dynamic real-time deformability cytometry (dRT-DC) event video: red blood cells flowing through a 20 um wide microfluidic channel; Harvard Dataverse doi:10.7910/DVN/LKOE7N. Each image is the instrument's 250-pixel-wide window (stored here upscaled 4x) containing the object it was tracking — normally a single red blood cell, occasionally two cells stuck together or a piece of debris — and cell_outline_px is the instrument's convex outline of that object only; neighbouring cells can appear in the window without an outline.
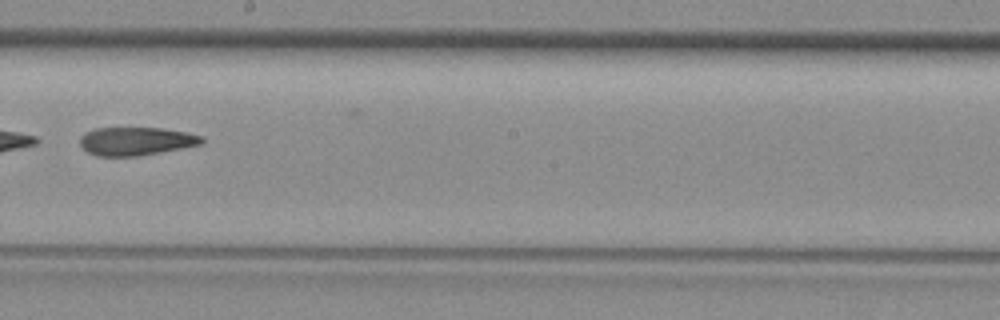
{"species": "common noctule bat (a hibernating species)", "species_latin": "Nyctalus noctula", "temperature_condition": "room temperature", "stored_images_in_passage": 33, "camera_frame_rate_fps": 3000, "um_per_image_px": 0.085, "animal": {"sex": "female", "body_mass_g": 29.2, "forearm_length_mm": 56.3}, "frame": {"image": 1, "passage_image": 14, "time_ms": 4.333, "image_size_px": [1000, 320], "cell_outline_px": [[204, 140], [200, 144], [140, 156], [96, 156], [88, 152], [80, 144], [80, 136], [96, 128], [160, 128], [184, 132], [204, 136]], "centroid_in_image_um": [11.55, 12.0], "position_along_channel_um": 236.7, "area_um2": 19.83}}
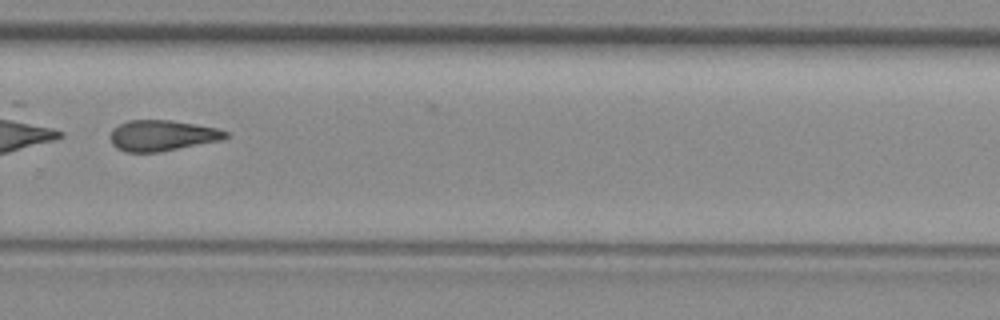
{"frame": {"image": 2, "passage_image": 19, "time_ms": 6.0, "image_size_px": [1000, 320], "cell_outline_px": [[228, 136], [220, 140], [160, 152], [124, 152], [116, 148], [112, 144], [112, 128], [128, 120], [168, 120], [216, 128], [228, 132]], "centroid_in_image_um": [13.75, 11.53], "position_along_channel_um": 316.1, "area_um2": 20.4}}